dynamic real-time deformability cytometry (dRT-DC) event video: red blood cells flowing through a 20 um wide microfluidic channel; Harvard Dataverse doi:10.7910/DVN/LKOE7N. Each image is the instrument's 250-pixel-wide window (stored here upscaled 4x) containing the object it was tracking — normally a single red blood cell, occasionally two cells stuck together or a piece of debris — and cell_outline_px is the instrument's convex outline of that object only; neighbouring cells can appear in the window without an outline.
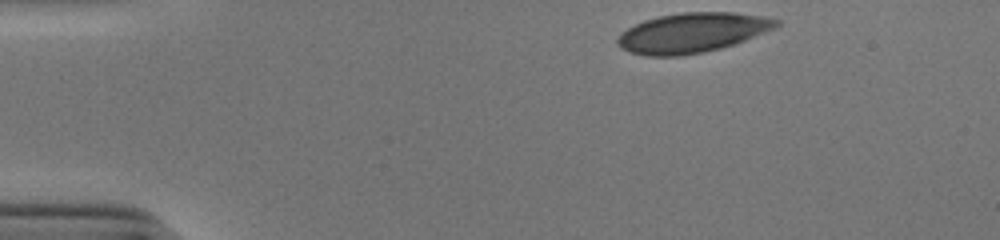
{"species": "human", "species_latin": "Homo sapiens", "temperature_condition": "cold", "stored_images_in_passage": 35, "camera_frame_rate_fps": 3000, "um_per_image_px": 0.085, "donor": {"sex": "male"}, "frame": {"image": 1, "passage_image": 1, "time_ms": 0.0, "image_size_px": [1000, 240], "cell_outline_px": [[780, 24], [776, 28], [744, 40], [720, 48], [704, 52], [680, 56], [644, 56], [628, 52], [620, 48], [616, 44], [616, 40], [620, 32], [644, 20], [660, 16], [680, 12], [736, 12], [760, 16], [780, 20]], "centroid_in_image_um": [58.8, 2.79], "position_along_channel_um": 26.2, "area_um2": 36.88}}
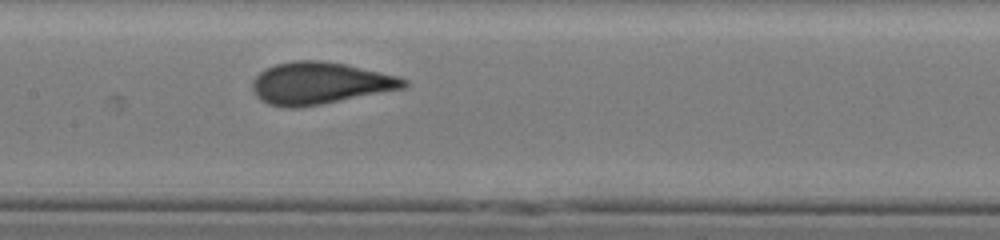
{"frame": {"image": 2, "passage_image": 19, "time_ms": 6.0, "image_size_px": [1000, 240], "cell_outline_px": [[408, 88], [320, 104], [296, 108], [288, 108], [268, 104], [260, 100], [256, 96], [252, 88], [252, 80], [260, 72], [276, 64], [296, 60], [320, 60], [344, 64], [380, 72], [396, 76], [408, 80]], "centroid_in_image_um": [27.19, 7.08], "position_along_channel_um": 180.2, "area_um2": 36.99}}
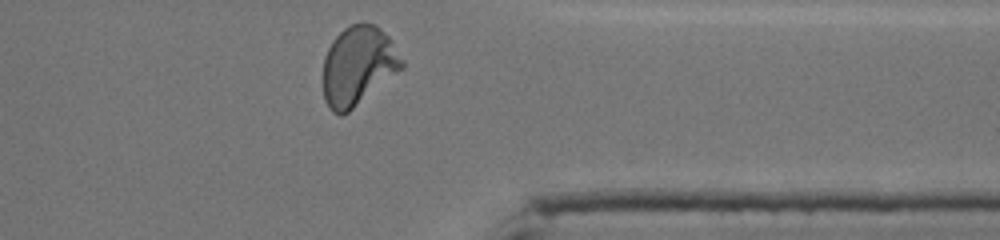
{"frame": {"image": 3, "passage_image": 35, "time_ms": 11.333, "image_size_px": [1000, 240], "cell_outline_px": [[404, 68], [348, 112], [340, 116], [332, 112], [328, 108], [324, 100], [324, 56], [332, 40], [344, 28], [352, 24], [376, 24], [392, 40], [404, 60]], "centroid_in_image_um": [30.45, 5.6], "position_along_channel_um": 380.9, "area_um2": 36.36}, "authors_computed_cell_mechanics": {"area_um2": 36.6452, "velocity_mm_per_s": 3.8834, "shape_relaxation_time_tau1_ms": 5.1947, "shape_relaxation_time_tau2_ms": null, "deformation_change_tau1": 0.1921, "deformation_change_tau2": null}}